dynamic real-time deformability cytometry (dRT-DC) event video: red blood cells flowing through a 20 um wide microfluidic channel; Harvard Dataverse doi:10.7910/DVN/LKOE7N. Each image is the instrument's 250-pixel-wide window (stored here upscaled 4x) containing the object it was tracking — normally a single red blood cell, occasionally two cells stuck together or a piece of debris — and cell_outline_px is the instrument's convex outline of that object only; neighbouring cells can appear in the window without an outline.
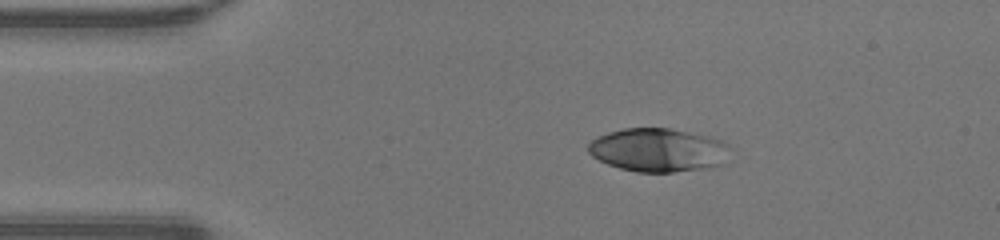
{"species": "human", "species_latin": "Homo sapiens", "temperature_condition": "warm", "stored_images_in_passage": 40, "camera_frame_rate_fps": 3000, "um_per_image_px": 0.085, "donor": {"sex": "male"}, "frame": {"image": 1, "passage_image": 1, "time_ms": 0.0, "image_size_px": [1000, 240], "cell_outline_px": [[728, 144], [720, 164], [700, 168], [672, 172], [636, 172], [620, 168], [608, 164], [592, 156], [588, 152], [588, 144], [592, 140], [608, 132], [624, 128], [668, 128], [712, 136], [724, 140]], "centroid_in_image_um": [55.89, 12.73], "position_along_channel_um": 29.1, "area_um2": 35.43}}
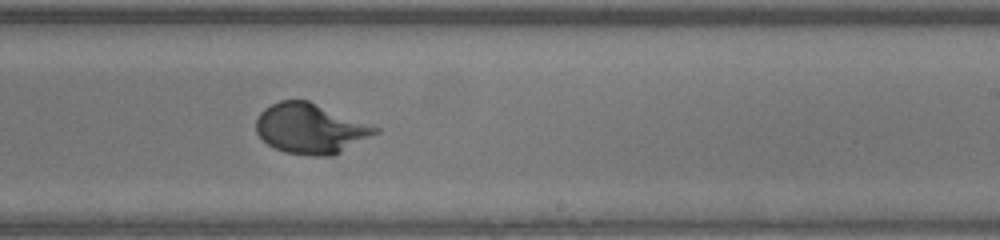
{"frame": {"image": 2, "passage_image": 21, "time_ms": 6.667, "image_size_px": [1000, 240], "cell_outline_px": [[380, 132], [332, 156], [312, 156], [284, 152], [268, 144], [256, 132], [256, 120], [260, 112], [264, 108], [280, 100], [308, 100], [380, 128]], "centroid_in_image_um": [26.38, 10.93], "position_along_channel_um": 262.6, "area_um2": 34.62}}
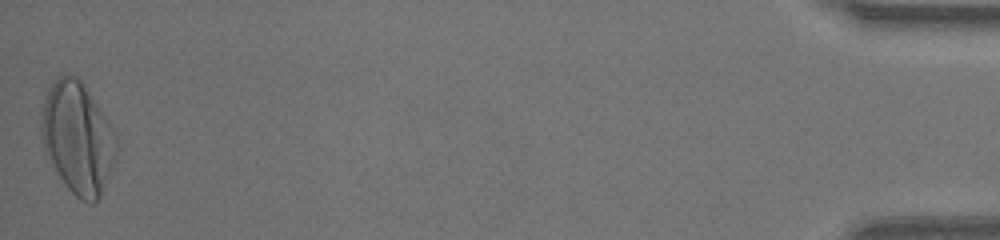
{"frame": {"image": 3, "passage_image": 40, "time_ms": 13.0, "image_size_px": [1000, 240], "cell_outline_px": [[116, 156], [100, 196], [92, 204], [88, 204], [80, 200], [64, 184], [44, 152], [40, 132], [40, 112], [44, 96], [48, 88], [60, 72], [76, 76], [88, 88], [112, 128], [116, 136]], "centroid_in_image_um": [6.55, 11.67], "position_along_channel_um": 428.7, "area_um2": 49.25}, "authors_computed_cell_mechanics": {"area_um2": 33.8419, "velocity_mm_per_s": 4.2884, "shape_relaxation_time_tau1_ms": 3.9486, "shape_relaxation_time_tau2_ms": null, "deformation_change_tau1": 0.2714, "deformation_change_tau2": null}}